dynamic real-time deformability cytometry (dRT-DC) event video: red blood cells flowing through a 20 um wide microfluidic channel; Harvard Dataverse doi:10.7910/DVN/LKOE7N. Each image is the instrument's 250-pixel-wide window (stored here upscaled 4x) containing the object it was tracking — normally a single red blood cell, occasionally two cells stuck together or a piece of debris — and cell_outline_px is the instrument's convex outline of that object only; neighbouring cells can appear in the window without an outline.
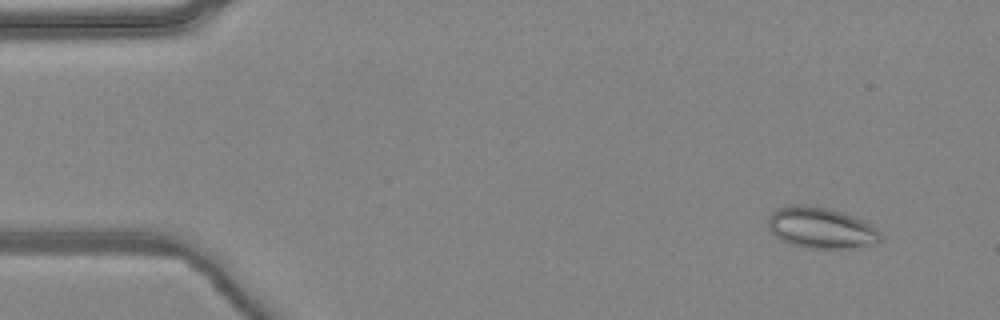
{"species": "common noctule bat (a hibernating species)", "species_latin": "Nyctalus noctula", "temperature_condition": "warm", "stored_images_in_passage": 5, "camera_frame_rate_fps": 3000, "um_per_image_px": 0.085, "animal": {"sex": "female", "body_mass_g": 24.6, "forearm_length_mm": 56.2}, "frame": {"image": 1, "passage_image": 2, "time_ms": 0.333, "image_size_px": [1000, 320], "cell_outline_px": [[880, 244], [860, 248], [808, 248], [788, 244], [780, 240], [768, 228], [768, 220], [772, 212], [776, 208], [788, 204], [808, 204], [828, 208], [868, 220], [880, 232]], "centroid_in_image_um": [69.82, 19.36], "position_along_channel_um": 15.2, "area_um2": 27.69}}